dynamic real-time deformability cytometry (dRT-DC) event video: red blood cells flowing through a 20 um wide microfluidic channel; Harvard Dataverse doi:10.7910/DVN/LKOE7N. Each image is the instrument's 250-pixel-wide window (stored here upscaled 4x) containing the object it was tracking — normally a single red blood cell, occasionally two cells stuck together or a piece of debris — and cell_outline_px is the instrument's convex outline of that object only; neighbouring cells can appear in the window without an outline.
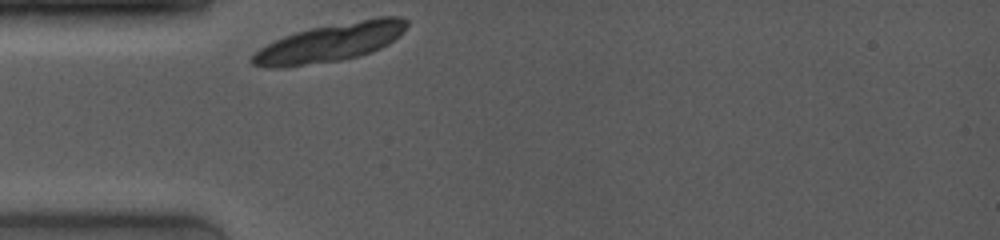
{"species": "common noctule bat (a hibernating species)", "species_latin": "Nyctalus noctula", "temperature_condition": "room temperature", "stored_images_in_passage": 1, "camera_frame_rate_fps": 4000, "um_per_image_px": 0.085, "animal": {"sex": "female", "body_mass_g": 19.0, "forearm_length_mm": 53.3}, "frame": {"image": 1, "passage_image": 1, "time_ms": 0.0, "image_size_px": [1000, 240], "cell_outline_px": [[408, 24], [404, 32], [388, 44], [380, 48], [356, 56], [340, 60], [284, 68], [264, 68], [252, 64], [248, 60], [260, 48], [284, 36], [296, 32], [312, 28], [380, 16], [400, 16], [408, 20]], "centroid_in_image_um": [28.06, 3.62], "position_along_channel_um": 56.9, "area_um2": 34.28}}